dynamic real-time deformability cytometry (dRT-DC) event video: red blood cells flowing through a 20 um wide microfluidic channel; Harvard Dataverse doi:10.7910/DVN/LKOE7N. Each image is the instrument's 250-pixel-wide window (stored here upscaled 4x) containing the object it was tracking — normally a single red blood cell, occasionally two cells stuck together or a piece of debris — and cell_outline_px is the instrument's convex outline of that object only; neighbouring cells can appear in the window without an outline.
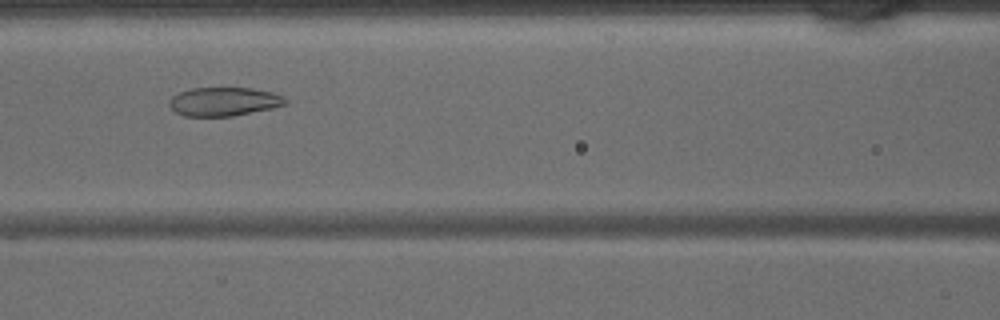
{"species": "common noctule bat (a hibernating species)", "species_latin": "Nyctalus noctula", "temperature_condition": "warm", "stored_images_in_passage": 40, "camera_frame_rate_fps": 3000, "um_per_image_px": 0.085, "animal": {"sex": "male", "body_mass_g": 15.6}, "frame": {"image": 1, "passage_image": 15, "time_ms": 4.667, "image_size_px": [1000, 320], "cell_outline_px": [[288, 100], [284, 104], [272, 108], [232, 116], [184, 116], [176, 112], [168, 104], [172, 96], [180, 92], [192, 88], [252, 88], [272, 92], [284, 96]], "centroid_in_image_um": [19.03, 8.63], "position_along_channel_um": 147.6, "area_um2": 19.31}}
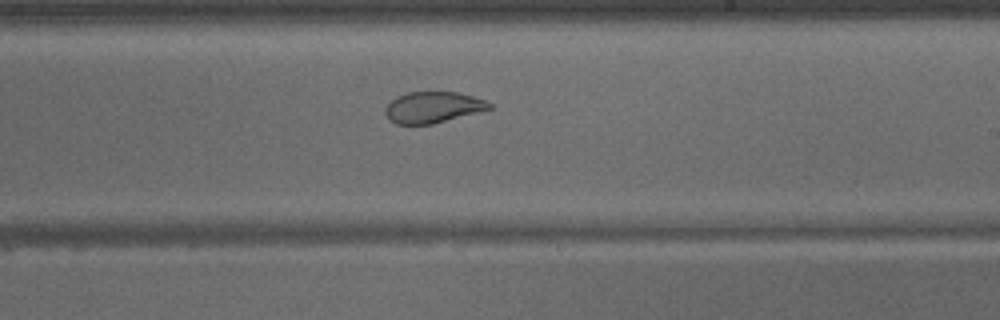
{"frame": {"image": 2, "passage_image": 22, "time_ms": 7.0, "image_size_px": [1000, 320], "cell_outline_px": [[492, 108], [432, 124], [396, 124], [388, 120], [384, 112], [384, 108], [396, 96], [408, 92], [460, 92], [484, 100], [492, 104]], "centroid_in_image_um": [36.75, 9.12], "position_along_channel_um": 252.3, "area_um2": 18.84}}
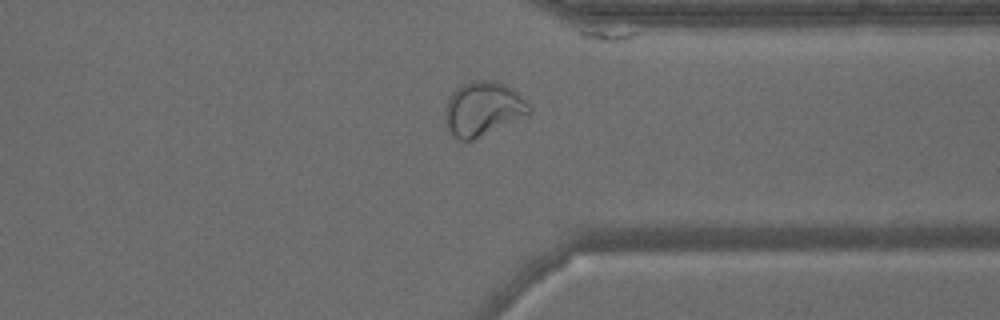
{"frame": {"image": 3, "passage_image": 30, "time_ms": 9.667, "image_size_px": [1000, 320], "cell_outline_px": [[532, 112], [472, 140], [460, 140], [448, 128], [444, 120], [444, 112], [448, 100], [452, 92], [460, 84], [472, 80], [492, 80], [512, 88], [532, 104]], "centroid_in_image_um": [41.06, 9.21], "position_along_channel_um": 370.3, "area_um2": 26.36}}